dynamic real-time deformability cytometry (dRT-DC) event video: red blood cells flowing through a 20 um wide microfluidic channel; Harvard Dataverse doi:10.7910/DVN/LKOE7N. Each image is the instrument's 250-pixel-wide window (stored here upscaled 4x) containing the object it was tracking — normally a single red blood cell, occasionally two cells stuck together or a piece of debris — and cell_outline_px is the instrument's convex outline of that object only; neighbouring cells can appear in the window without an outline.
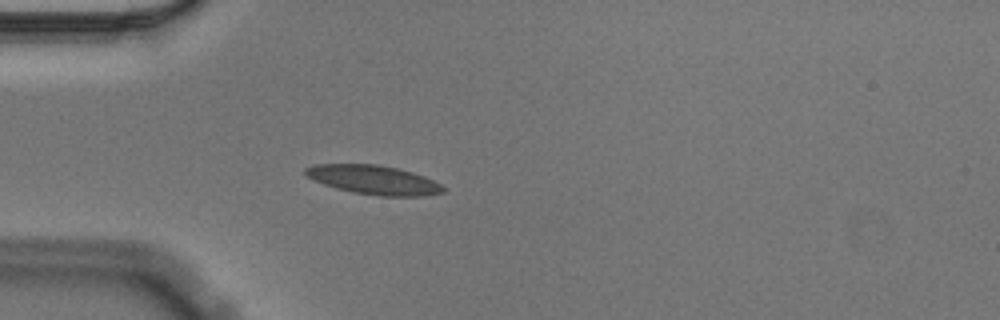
{"species": "Egyptian fruit bat (a non-hibernating species)", "species_latin": "Rousettus aegyptiacus", "temperature_condition": "cold", "stored_images_in_passage": 41, "camera_frame_rate_fps": 3000, "um_per_image_px": 0.085, "animal": {"sex": "male"}, "frame": {"image": 1, "passage_image": 1, "time_ms": 0.0, "image_size_px": [1000, 320], "cell_outline_px": [[444, 192], [424, 196], [380, 196], [352, 192], [336, 188], [312, 180], [304, 176], [304, 168], [316, 164], [376, 164], [396, 168], [412, 172], [424, 176], [440, 184], [444, 188]], "centroid_in_image_um": [31.71, 15.29], "position_along_channel_um": 53.3, "area_um2": 23.35}}
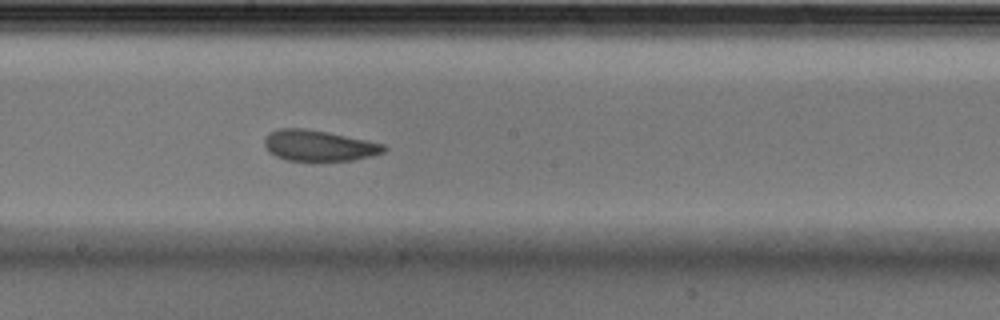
{"frame": {"image": 2, "passage_image": 16, "time_ms": 5.0, "image_size_px": [1000, 320], "cell_outline_px": [[388, 148], [384, 152], [372, 156], [352, 160], [312, 164], [284, 160], [268, 152], [264, 144], [264, 140], [268, 132], [280, 128], [304, 128], [328, 132], [368, 140], [384, 144]], "centroid_in_image_um": [27.08, 12.42], "position_along_channel_um": 221.1, "area_um2": 22.54}}
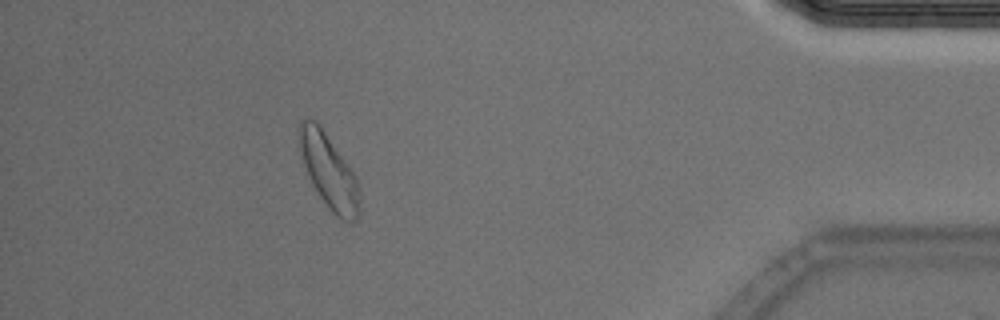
{"frame": {"image": 3, "passage_image": 36, "time_ms": 11.667, "image_size_px": [1000, 320], "cell_outline_px": [[360, 212], [356, 220], [352, 224], [340, 220], [328, 208], [312, 184], [308, 176], [300, 156], [296, 132], [300, 120], [316, 120], [320, 124], [356, 176], [360, 196]], "centroid_in_image_um": [27.94, 14.56], "position_along_channel_um": 407.3, "area_um2": 26.65}, "authors_computed_cell_mechanics": {"area_um2": 22.542, "velocity_mm_per_s": 3.5209, "shape_relaxation_time_tau1_ms": 5.7875, "shape_relaxation_time_tau2_ms": 2.8051, "deformation_change_tau1": 0.1378, "deformation_change_tau2": 0.0861}}